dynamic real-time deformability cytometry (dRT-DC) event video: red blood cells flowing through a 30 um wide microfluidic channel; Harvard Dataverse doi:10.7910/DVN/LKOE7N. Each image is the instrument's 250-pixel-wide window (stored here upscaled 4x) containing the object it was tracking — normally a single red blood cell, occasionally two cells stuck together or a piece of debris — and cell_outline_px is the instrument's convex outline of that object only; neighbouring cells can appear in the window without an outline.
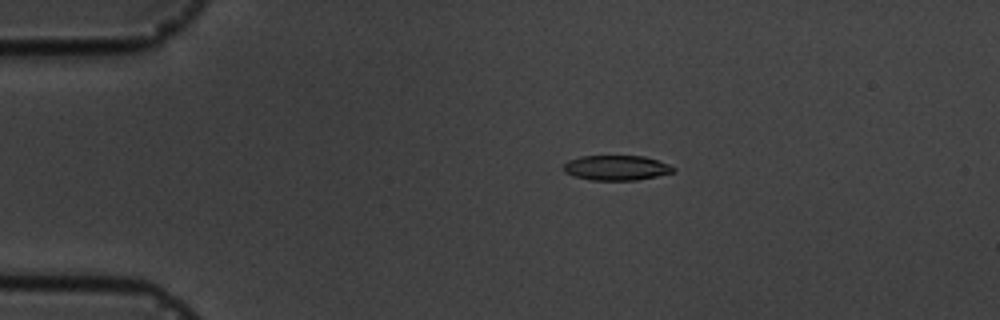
{"species": "common noctule bat (a hibernating species)", "species_latin": "Nyctalus noctula", "temperature_condition": "cold", "stored_images_in_passage": 5, "camera_frame_rate_fps": 3000, "um_per_image_px": 0.085, "animal": {"sex": "male", "body_mass_g": 19.5, "forearm_length_mm": 54.6}, "frame": {"image": 1, "passage_image": 4, "time_ms": 3.667, "image_size_px": [1000, 320], "cell_outline_px": [[676, 172], [636, 180], [592, 180], [576, 176], [564, 172], [564, 164], [568, 160], [580, 156], [644, 156], [668, 164], [676, 168]], "centroid_in_image_um": [52.41, 14.26], "position_along_channel_um": 32.6, "area_um2": 15.9}}